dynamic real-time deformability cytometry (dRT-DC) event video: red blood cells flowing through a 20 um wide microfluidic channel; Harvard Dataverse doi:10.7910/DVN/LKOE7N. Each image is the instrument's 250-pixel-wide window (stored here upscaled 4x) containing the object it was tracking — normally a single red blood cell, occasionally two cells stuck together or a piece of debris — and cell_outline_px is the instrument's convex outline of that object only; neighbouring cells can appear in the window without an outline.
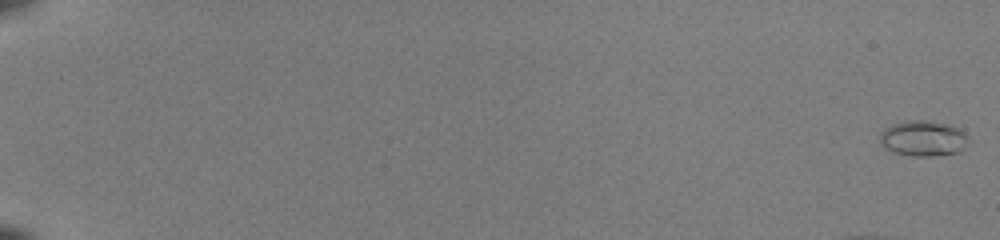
{"species": "common noctule bat (a hibernating species)", "species_latin": "Nyctalus noctula", "temperature_condition": "room temperature", "stored_images_in_passage": 20, "camera_frame_rate_fps": 3000, "um_per_image_px": 0.085, "animal": {"sex": "female", "body_mass_g": 22.0, "forearm_length_mm": 56.7}, "frame": {"image": 1, "passage_image": 1, "time_ms": 0.0, "image_size_px": [1000, 240], "cell_outline_px": [[968, 136], [964, 148], [960, 152], [932, 156], [912, 156], [892, 152], [884, 148], [880, 144], [880, 132], [884, 128], [892, 124], [908, 120], [924, 120], [948, 124], [964, 132]], "centroid_in_image_um": [78.43, 11.77], "position_along_channel_um": 6.6, "area_um2": 18.44}}